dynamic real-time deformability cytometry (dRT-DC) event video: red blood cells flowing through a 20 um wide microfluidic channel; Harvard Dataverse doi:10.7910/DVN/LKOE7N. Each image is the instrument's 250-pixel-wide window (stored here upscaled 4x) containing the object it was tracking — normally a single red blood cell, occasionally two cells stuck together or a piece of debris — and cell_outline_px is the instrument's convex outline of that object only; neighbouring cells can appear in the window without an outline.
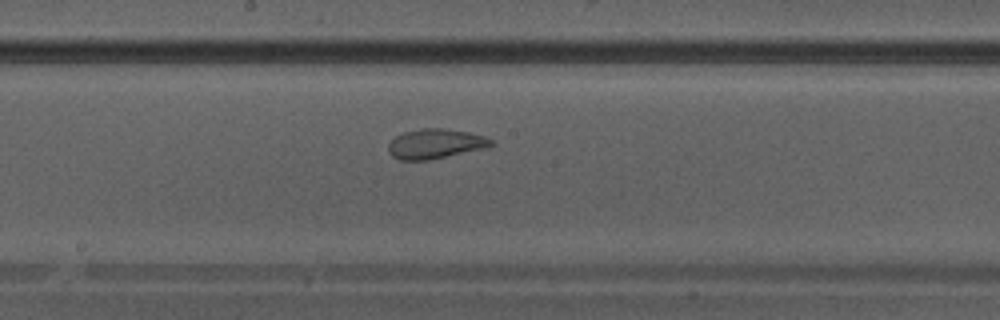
{"species": "Egyptian fruit bat (a non-hibernating species)", "species_latin": "Rousettus aegyptiacus", "temperature_condition": "warm", "stored_images_in_passage": 31, "camera_frame_rate_fps": 3000, "um_per_image_px": 0.085, "animal": {"sex": "male"}, "frame": {"image": 1, "passage_image": 18, "time_ms": 5.667, "image_size_px": [1000, 320], "cell_outline_px": [[496, 144], [480, 148], [428, 160], [400, 160], [392, 156], [388, 152], [388, 144], [396, 136], [404, 132], [420, 128], [444, 128], [468, 132], [484, 136], [492, 140]], "centroid_in_image_um": [36.95, 12.21], "position_along_channel_um": 211.3, "area_um2": 17.51}}
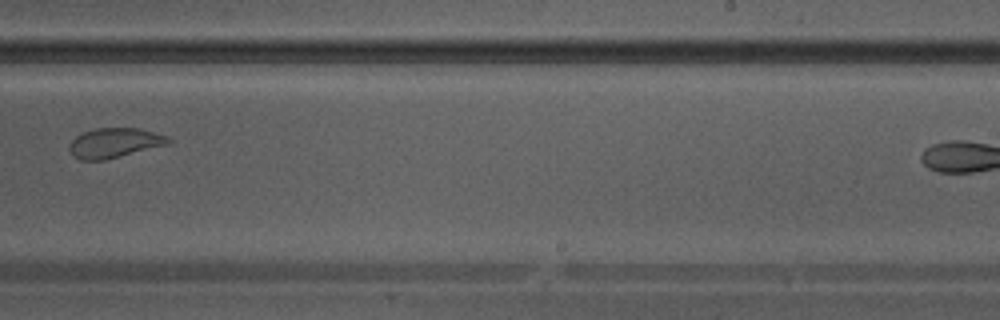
{"frame": {"image": 2, "passage_image": 22, "time_ms": 7.0, "image_size_px": [1000, 320], "cell_outline_px": [[172, 144], [104, 160], [80, 160], [72, 156], [68, 148], [68, 144], [76, 136], [84, 132], [96, 128], [140, 128], [168, 136], [172, 140]], "centroid_in_image_um": [9.76, 12.15], "position_along_channel_um": 279.2, "area_um2": 17.46}}